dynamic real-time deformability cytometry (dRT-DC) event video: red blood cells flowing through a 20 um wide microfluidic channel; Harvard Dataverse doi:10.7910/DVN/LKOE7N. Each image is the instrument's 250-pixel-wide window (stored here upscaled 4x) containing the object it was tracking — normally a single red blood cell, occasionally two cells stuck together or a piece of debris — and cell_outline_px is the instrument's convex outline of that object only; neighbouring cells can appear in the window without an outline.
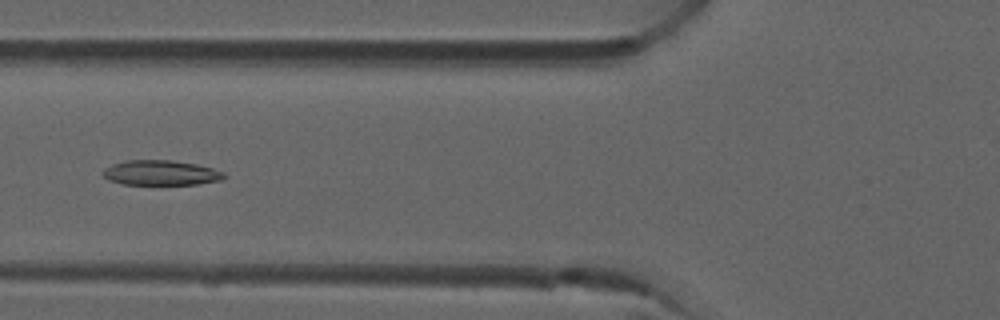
{"species": "common noctule bat (a hibernating species)", "species_latin": "Nyctalus noctula", "temperature_condition": "room temperature", "stored_images_in_passage": 8, "camera_frame_rate_fps": 3000, "um_per_image_px": 0.085, "animal": {"sex": "male", "forearm_length_mm": 52.5}, "frame": {"image": 1, "passage_image": 4, "time_ms": 1.0, "image_size_px": [1000, 320], "cell_outline_px": [[228, 176], [220, 180], [196, 184], [124, 184], [108, 180], [100, 176], [100, 172], [104, 168], [112, 164], [128, 160], [172, 160], [196, 164], [212, 168], [224, 172]], "centroid_in_image_um": [13.63, 14.68], "position_along_channel_um": 112.2, "area_um2": 17.74}}
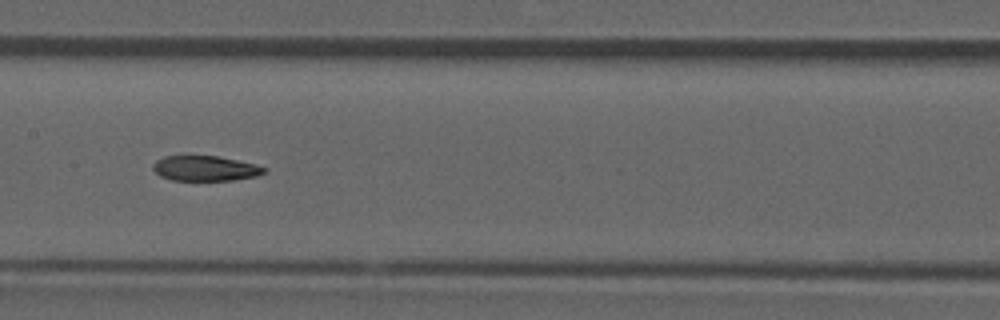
{"frame": {"image": 2, "passage_image": 6, "time_ms": 1.667, "image_size_px": [1000, 320], "cell_outline_px": [[268, 172], [256, 176], [232, 180], [172, 180], [160, 176], [152, 168], [152, 164], [156, 160], [164, 156], [216, 156], [256, 164], [268, 168]], "centroid_in_image_um": [17.46, 14.31], "position_along_channel_um": 189.9, "area_um2": 16.3}}
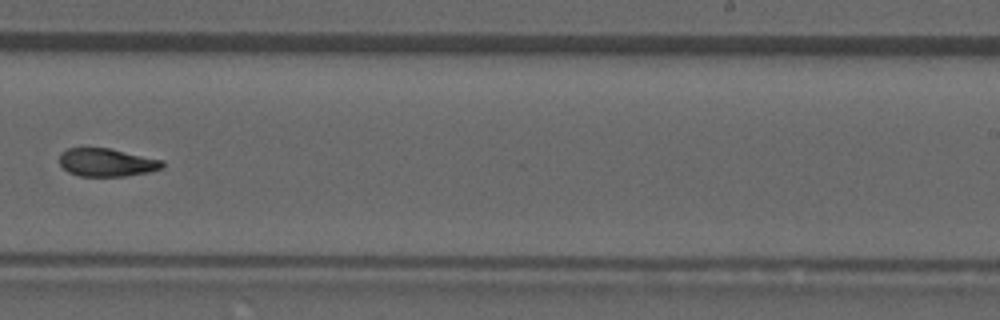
{"frame": {"image": 3, "passage_image": 8, "time_ms": 2.333, "image_size_px": [1000, 320], "cell_outline_px": [[164, 168], [148, 172], [124, 176], [80, 176], [68, 172], [60, 164], [60, 152], [68, 148], [108, 148], [164, 160]], "centroid_in_image_um": [9.08, 13.81], "position_along_channel_um": 279.9, "area_um2": 16.82}}